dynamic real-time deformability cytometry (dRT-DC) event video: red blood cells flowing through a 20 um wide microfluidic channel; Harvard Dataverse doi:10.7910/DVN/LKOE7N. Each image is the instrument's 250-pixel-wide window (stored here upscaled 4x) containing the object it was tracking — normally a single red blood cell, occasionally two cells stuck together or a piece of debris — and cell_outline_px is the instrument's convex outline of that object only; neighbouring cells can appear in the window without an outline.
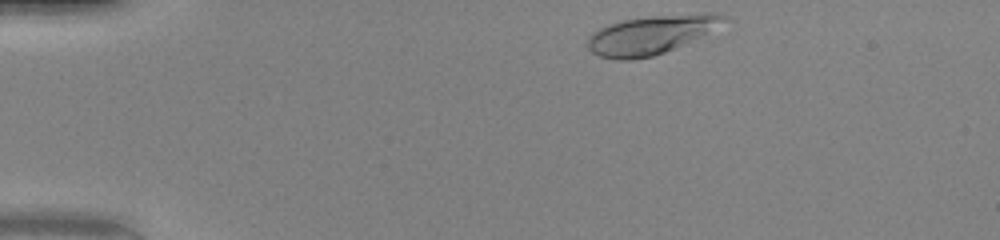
{"species": "human", "species_latin": "Homo sapiens", "temperature_condition": "warm", "stored_images_in_passage": 35, "camera_frame_rate_fps": 3000, "um_per_image_px": 0.085, "donor": {"sex": "female"}, "frame": {"image": 1, "passage_image": 1, "time_ms": 0.0, "image_size_px": [1000, 240], "cell_outline_px": [[732, 20], [700, 36], [664, 52], [652, 56], [628, 60], [616, 60], [600, 56], [592, 52], [588, 48], [588, 36], [592, 32], [608, 24], [624, 20], [652, 16], [704, 12], [716, 12], [728, 16]], "centroid_in_image_um": [55.38, 2.93], "position_along_channel_um": 29.6, "area_um2": 30.69}}
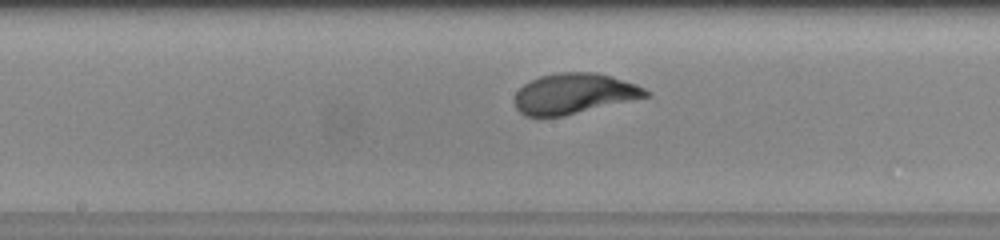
{"frame": {"image": 2, "passage_image": 19, "time_ms": 6.0, "image_size_px": [1000, 240], "cell_outline_px": [[652, 92], [648, 96], [564, 116], [524, 116], [516, 108], [516, 92], [524, 84], [540, 76], [556, 72], [592, 72], [612, 76], [636, 84]], "centroid_in_image_um": [48.8, 7.95], "position_along_channel_um": 199.4, "area_um2": 30.69}}
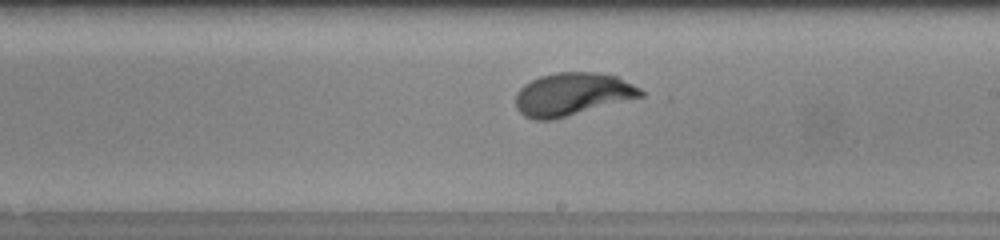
{"frame": {"image": 3, "passage_image": 22, "time_ms": 7.0, "image_size_px": [1000, 240], "cell_outline_px": [[644, 96], [552, 120], [532, 120], [524, 116], [516, 108], [516, 92], [524, 84], [540, 76], [556, 72], [596, 72], [616, 76], [640, 88], [644, 92]], "centroid_in_image_um": [48.62, 8.01], "position_along_channel_um": 240.4, "area_um2": 31.21}, "authors_computed_cell_mechanics": {"area_um2": 30.6918, "velocity_mm_per_s": 4.103, "shape_relaxation_time_tau1_ms": 2.467, "shape_relaxation_time_tau2_ms": null, "deformation_change_tau1": 0.1772, "deformation_change_tau2": null}}